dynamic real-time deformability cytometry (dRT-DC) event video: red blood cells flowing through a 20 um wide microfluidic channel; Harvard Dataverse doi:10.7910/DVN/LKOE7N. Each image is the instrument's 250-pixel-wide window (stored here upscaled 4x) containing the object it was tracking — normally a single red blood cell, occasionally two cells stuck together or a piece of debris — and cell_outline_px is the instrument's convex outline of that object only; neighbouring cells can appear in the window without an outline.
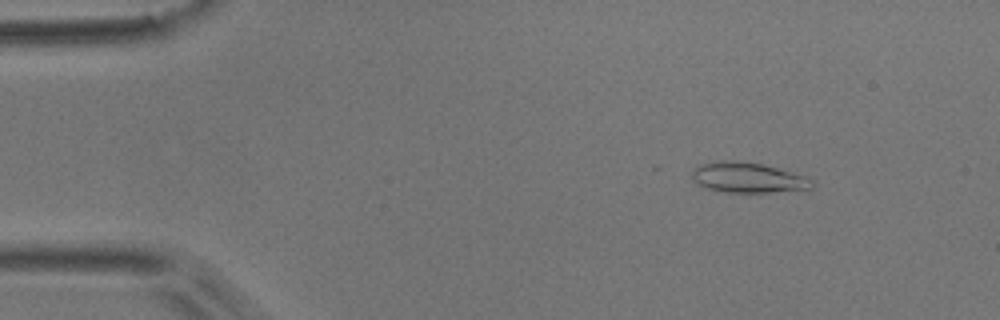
{"species": "common noctule bat (a hibernating species)", "species_latin": "Nyctalus noctula", "temperature_condition": "room temperature", "stored_images_in_passage": 3, "camera_frame_rate_fps": 3000, "um_per_image_px": 0.085, "animal": {"sex": "male", "body_mass_g": 17.9}, "frame": {"image": 1, "passage_image": 2, "time_ms": 0.333, "image_size_px": [1000, 320], "cell_outline_px": [[812, 188], [768, 192], [728, 192], [708, 188], [696, 184], [692, 176], [692, 168], [700, 164], [716, 160], [736, 160], [760, 164], [776, 168], [804, 176], [812, 180]], "centroid_in_image_um": [63.48, 15.08], "position_along_channel_um": 21.5, "area_um2": 20.87}}